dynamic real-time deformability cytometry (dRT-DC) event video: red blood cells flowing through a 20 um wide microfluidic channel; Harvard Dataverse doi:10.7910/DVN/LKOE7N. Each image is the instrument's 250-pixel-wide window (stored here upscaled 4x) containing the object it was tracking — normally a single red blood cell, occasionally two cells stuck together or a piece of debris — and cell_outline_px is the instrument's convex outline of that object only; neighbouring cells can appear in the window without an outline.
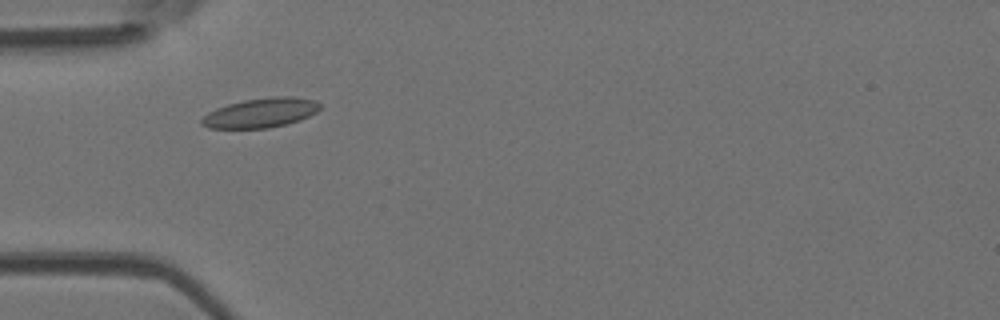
{"species": "Egyptian fruit bat (a non-hibernating species)", "species_latin": "Rousettus aegyptiacus", "temperature_condition": "room temperature", "stored_images_in_passage": 37, "camera_frame_rate_fps": 3000, "um_per_image_px": 0.085, "animal": {"sex": "female"}, "frame": {"image": 1, "passage_image": 2, "time_ms": 0.333, "image_size_px": [1000, 320], "cell_outline_px": [[320, 108], [316, 112], [300, 120], [268, 128], [208, 128], [200, 124], [200, 120], [208, 112], [216, 108], [228, 104], [244, 100], [272, 96], [292, 96], [316, 100], [320, 104]], "centroid_in_image_um": [22.15, 9.58], "position_along_channel_um": 62.8, "area_um2": 20.35}}
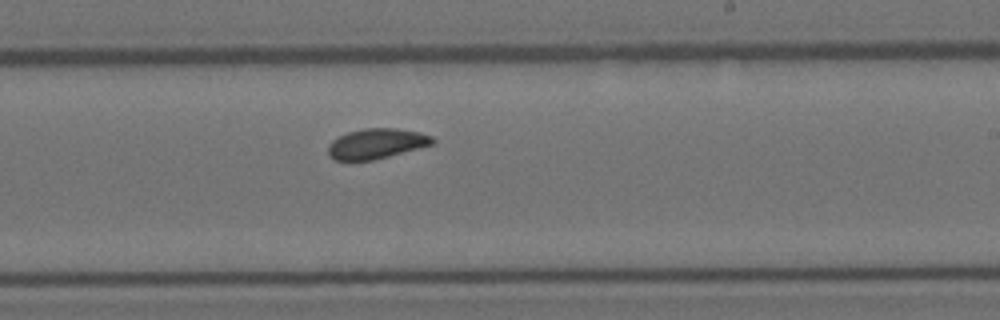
{"frame": {"image": 2, "passage_image": 17, "time_ms": 5.333, "image_size_px": [1000, 320], "cell_outline_px": [[436, 140], [432, 144], [388, 156], [372, 160], [332, 160], [328, 156], [328, 144], [332, 140], [348, 132], [364, 128], [396, 128], [420, 132], [432, 136]], "centroid_in_image_um": [31.97, 12.2], "position_along_channel_um": 257.0, "area_um2": 18.26}}
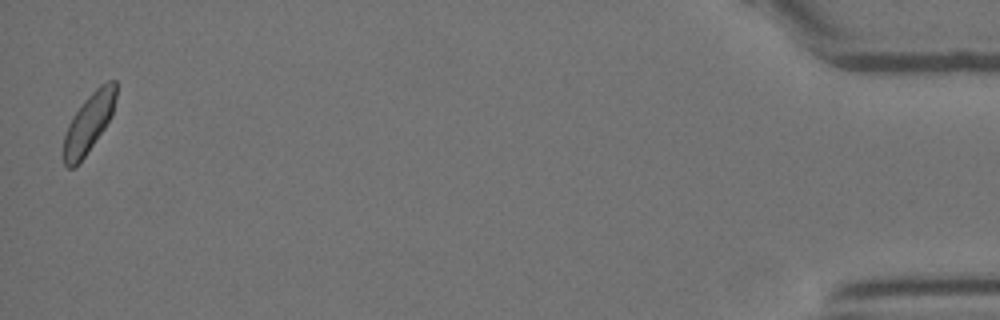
{"frame": {"image": 3, "passage_image": 37, "time_ms": 12.0, "image_size_px": [1000, 320], "cell_outline_px": [[116, 96], [112, 116], [104, 128], [84, 156], [72, 168], [68, 168], [64, 164], [64, 136], [68, 124], [72, 116], [84, 100], [100, 84], [108, 80], [116, 80]], "centroid_in_image_um": [7.55, 10.4], "position_along_channel_um": 427.6, "area_um2": 17.74}, "authors_computed_cell_mechanics": {"area_um2": 18.2648, "velocity_mm_per_s": 3.9286, "shape_relaxation_time_tau1_ms": 6.3034, "shape_relaxation_time_tau2_ms": 1.7939, "deformation_change_tau1": 0.0897, "deformation_change_tau2": 0.0664}}